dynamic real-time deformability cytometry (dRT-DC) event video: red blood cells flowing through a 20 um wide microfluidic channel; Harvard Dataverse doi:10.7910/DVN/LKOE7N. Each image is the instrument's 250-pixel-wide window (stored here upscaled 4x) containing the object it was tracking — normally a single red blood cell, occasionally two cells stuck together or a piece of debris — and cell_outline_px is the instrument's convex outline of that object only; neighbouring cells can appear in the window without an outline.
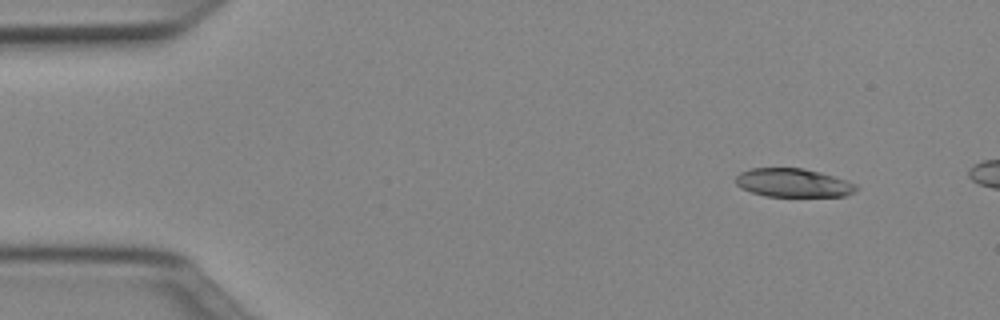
{"species": "Egyptian fruit bat (a non-hibernating species)", "species_latin": "Rousettus aegyptiacus", "temperature_condition": "cold", "stored_images_in_passage": 6, "camera_frame_rate_fps": 3000, "um_per_image_px": 0.085, "animal": {"sex": "female"}, "frame": {"image": 1, "passage_image": 1, "time_ms": 0.0, "image_size_px": [1000, 320], "cell_outline_px": [[856, 188], [852, 192], [844, 196], [764, 196], [740, 188], [736, 184], [736, 176], [740, 172], [752, 168], [804, 168], [820, 172], [856, 184]], "centroid_in_image_um": [67.36, 15.53], "position_along_channel_um": 17.6, "area_um2": 19.83}}